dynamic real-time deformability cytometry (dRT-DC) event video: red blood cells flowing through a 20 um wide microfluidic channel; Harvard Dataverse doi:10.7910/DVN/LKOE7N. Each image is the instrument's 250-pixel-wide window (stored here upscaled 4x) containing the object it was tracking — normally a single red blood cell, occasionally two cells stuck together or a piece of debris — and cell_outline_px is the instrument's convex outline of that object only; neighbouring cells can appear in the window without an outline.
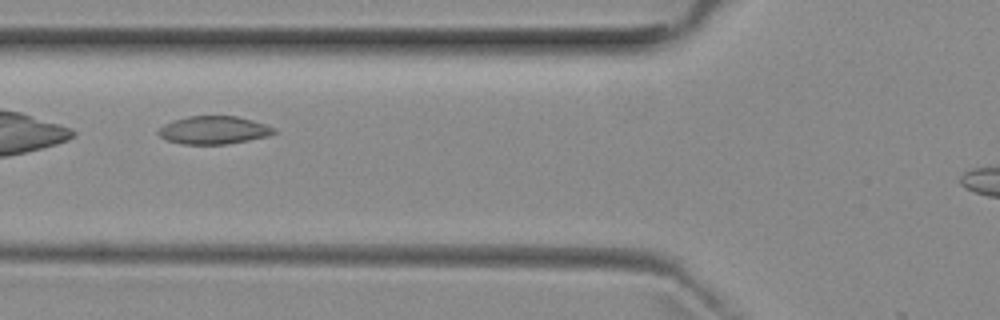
{"species": "common noctule bat (a hibernating species)", "species_latin": "Nyctalus noctula", "temperature_condition": "room temperature", "stored_images_in_passage": 4, "camera_frame_rate_fps": 3000, "um_per_image_px": 0.085, "animal": {"sex": "female", "body_mass_g": 29.2, "forearm_length_mm": 56.3}, "frame": {"image": 1, "passage_image": 2, "time_ms": 1.0, "image_size_px": [1000, 320], "cell_outline_px": [[280, 132], [268, 136], [248, 140], [224, 144], [180, 144], [168, 140], [160, 136], [156, 132], [164, 124], [172, 120], [188, 116], [236, 116], [252, 120], [276, 128]], "centroid_in_image_um": [18.18, 11.06], "position_along_channel_um": 107.6, "area_um2": 18.9}}
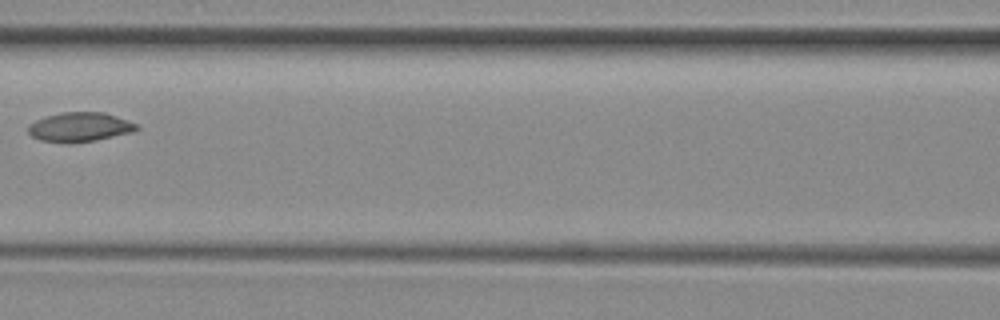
{"frame": {"image": 2, "passage_image": 3, "time_ms": 2.333, "image_size_px": [1000, 320], "cell_outline_px": [[140, 128], [132, 132], [96, 140], [72, 144], [64, 144], [40, 140], [32, 136], [28, 132], [28, 128], [36, 120], [44, 116], [60, 112], [104, 112], [140, 124]], "centroid_in_image_um": [6.8, 10.81], "position_along_channel_um": 159.8, "area_um2": 18.84}}
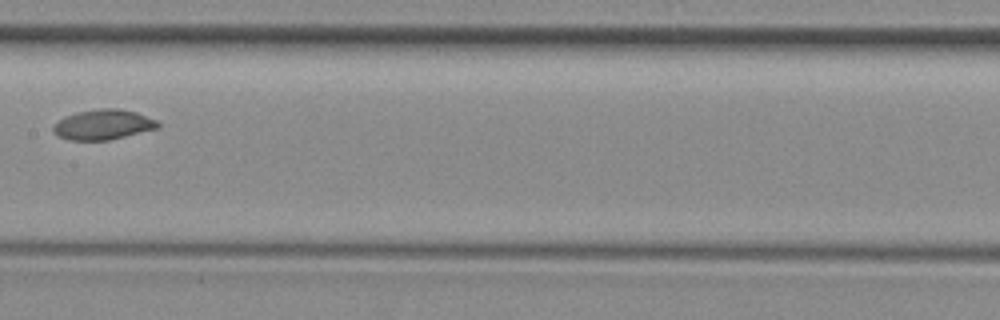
{"frame": {"image": 3, "passage_image": 4, "time_ms": 3.333, "image_size_px": [1000, 320], "cell_outline_px": [[160, 128], [108, 140], [72, 140], [60, 136], [52, 128], [64, 116], [76, 112], [100, 108], [116, 108], [136, 112], [156, 120], [160, 124]], "centroid_in_image_um": [8.81, 10.58], "position_along_channel_um": 198.6, "area_um2": 18.15}}